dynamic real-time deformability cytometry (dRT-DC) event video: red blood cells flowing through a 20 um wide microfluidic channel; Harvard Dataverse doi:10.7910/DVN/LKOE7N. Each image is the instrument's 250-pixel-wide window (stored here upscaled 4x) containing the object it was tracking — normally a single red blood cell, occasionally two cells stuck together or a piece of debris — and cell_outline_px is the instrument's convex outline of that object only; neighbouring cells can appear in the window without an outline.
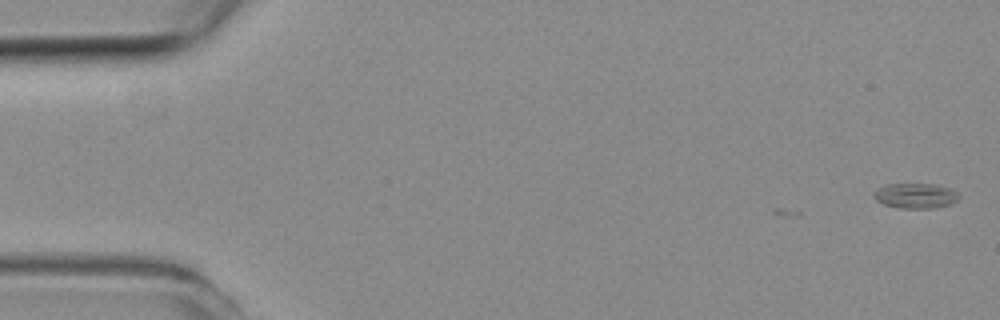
{"species": "common noctule bat (a hibernating species)", "species_latin": "Nyctalus noctula", "temperature_condition": "room temperature", "stored_images_in_passage": 4, "camera_frame_rate_fps": 3000, "um_per_image_px": 0.085, "animal": {"sex": "female", "body_mass_g": 19.3, "forearm_length_mm": 54.1}, "frame": {"image": 1, "passage_image": 1, "time_ms": 0.0, "image_size_px": [1000, 320], "cell_outline_px": [[960, 196], [956, 200], [948, 204], [932, 208], [900, 208], [884, 204], [876, 200], [872, 196], [872, 192], [876, 188], [888, 184], [932, 184], [952, 188]], "centroid_in_image_um": [77.77, 16.63], "position_along_channel_um": 7.2, "area_um2": 12.43}}